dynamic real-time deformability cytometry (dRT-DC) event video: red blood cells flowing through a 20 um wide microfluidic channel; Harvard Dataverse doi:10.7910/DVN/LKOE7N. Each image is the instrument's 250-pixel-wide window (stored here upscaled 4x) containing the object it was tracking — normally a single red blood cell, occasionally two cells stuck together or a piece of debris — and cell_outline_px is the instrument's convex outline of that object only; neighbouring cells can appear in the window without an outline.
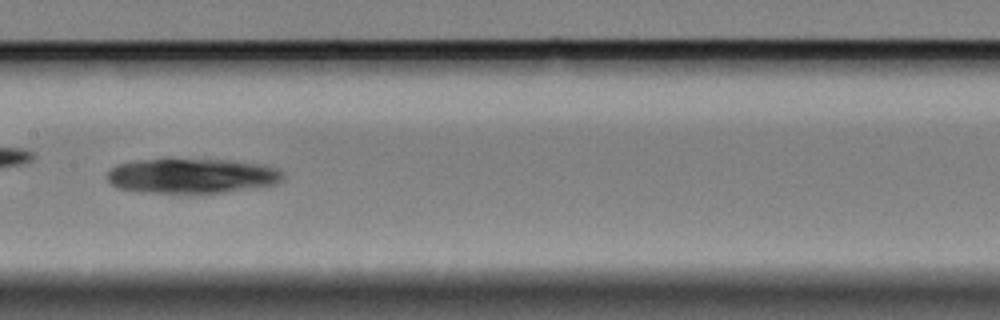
{"species": "Egyptian fruit bat (a non-hibernating species)", "species_latin": "Rousettus aegyptiacus", "temperature_condition": "cold", "stored_images_in_passage": 45, "camera_frame_rate_fps": 3000, "um_per_image_px": 0.085, "animal": {"sex": "female"}, "frame": {"image": 1, "passage_image": 14, "time_ms": 4.333, "image_size_px": [1000, 320], "cell_outline_px": [[284, 180], [276, 184], [256, 188], [200, 196], [188, 196], [136, 192], [120, 188], [112, 184], [108, 180], [108, 172], [116, 164], [136, 160], [232, 160], [260, 164], [276, 168], [284, 172]], "centroid_in_image_um": [16.35, 15.01], "position_along_channel_um": 191.1, "area_um2": 37.05}}